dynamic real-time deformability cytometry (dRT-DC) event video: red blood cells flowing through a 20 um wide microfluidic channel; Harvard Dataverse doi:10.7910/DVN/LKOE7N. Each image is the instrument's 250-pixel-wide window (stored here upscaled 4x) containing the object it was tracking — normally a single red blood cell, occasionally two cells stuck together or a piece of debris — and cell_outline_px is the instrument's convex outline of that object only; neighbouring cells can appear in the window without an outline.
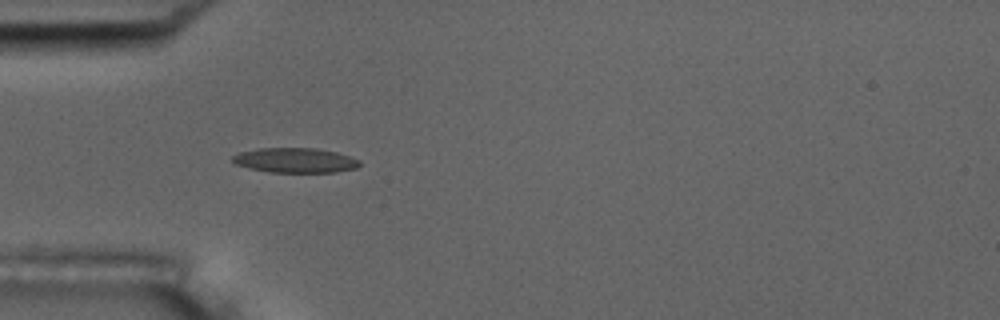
{"species": "common noctule bat (a hibernating species)", "species_latin": "Nyctalus noctula", "temperature_condition": "room temperature", "stored_images_in_passage": 5, "camera_frame_rate_fps": 3000, "um_per_image_px": 0.085, "animal": {"sex": "male", "body_mass_g": 17.5, "forearm_length_mm": 52.3}, "frame": {"image": 1, "passage_image": 4, "time_ms": 1.0, "image_size_px": [1000, 320], "cell_outline_px": [[360, 164], [356, 168], [336, 172], [268, 172], [248, 168], [236, 164], [232, 160], [232, 156], [240, 152], [260, 148], [316, 148], [336, 152], [360, 160]], "centroid_in_image_um": [25.08, 13.63], "position_along_channel_um": 59.9, "area_um2": 18.32}}